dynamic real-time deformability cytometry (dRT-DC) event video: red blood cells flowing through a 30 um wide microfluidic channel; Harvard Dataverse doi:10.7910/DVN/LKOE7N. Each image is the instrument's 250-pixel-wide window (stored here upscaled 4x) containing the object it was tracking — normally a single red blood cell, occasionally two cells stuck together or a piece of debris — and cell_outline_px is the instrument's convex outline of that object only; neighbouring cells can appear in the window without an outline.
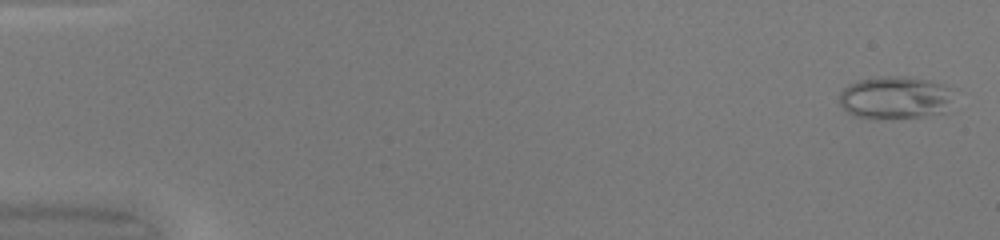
{"species": "common noctule bat (a hibernating species)", "species_latin": "Nyctalus noctula", "temperature_condition": "warm", "stored_images_in_passage": 50, "camera_frame_rate_fps": 3000, "um_per_image_px": 0.085, "animal": {"sex": "female", "body_mass_g": 20.0, "forearm_length_mm": 54.0}, "frame": {"image": 1, "passage_image": 2, "time_ms": 0.333, "image_size_px": [1000, 240], "cell_outline_px": [[956, 88], [948, 112], [924, 116], [852, 116], [840, 104], [840, 92], [848, 84], [860, 80], [884, 76], [908, 76], [932, 80]], "centroid_in_image_um": [76.21, 8.25], "position_along_channel_um": 8.8, "area_um2": 28.44}}
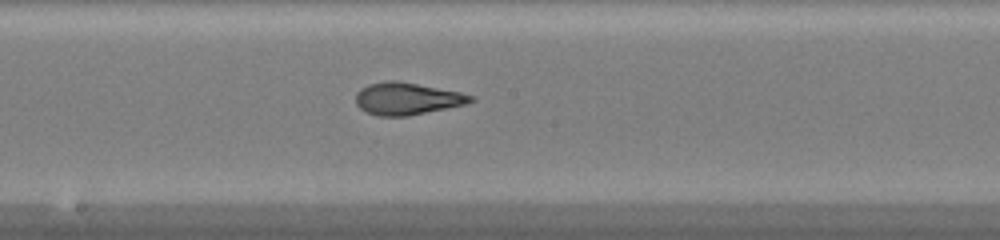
{"frame": {"image": 2, "passage_image": 28, "time_ms": 9.0, "image_size_px": [1000, 240], "cell_outline_px": [[476, 100], [464, 104], [448, 108], [408, 116], [380, 116], [368, 112], [360, 108], [356, 104], [356, 92], [360, 88], [368, 84], [388, 80], [396, 80], [460, 92], [476, 96]], "centroid_in_image_um": [34.6, 8.38], "position_along_channel_um": 213.6, "area_um2": 21.56}}
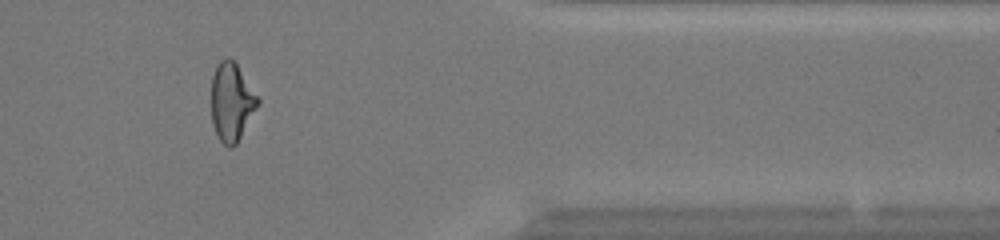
{"frame": {"image": 3, "passage_image": 42, "time_ms": 13.667, "image_size_px": [1000, 240], "cell_outline_px": [[260, 104], [236, 144], [232, 148], [228, 148], [220, 140], [212, 124], [212, 76], [216, 64], [220, 60], [228, 56], [236, 64], [260, 96]], "centroid_in_image_um": [19.71, 8.65], "position_along_channel_um": 391.7, "area_um2": 21.44}, "authors_computed_cell_mechanics": {"area_um2": 22.2819, "velocity_mm_per_s": 4.2319, "shape_relaxation_time_tau1_ms": null, "shape_relaxation_time_tau2_ms": 0.9491, "deformation_change_tau1": null, "deformation_change_tau2": 0.0775}}